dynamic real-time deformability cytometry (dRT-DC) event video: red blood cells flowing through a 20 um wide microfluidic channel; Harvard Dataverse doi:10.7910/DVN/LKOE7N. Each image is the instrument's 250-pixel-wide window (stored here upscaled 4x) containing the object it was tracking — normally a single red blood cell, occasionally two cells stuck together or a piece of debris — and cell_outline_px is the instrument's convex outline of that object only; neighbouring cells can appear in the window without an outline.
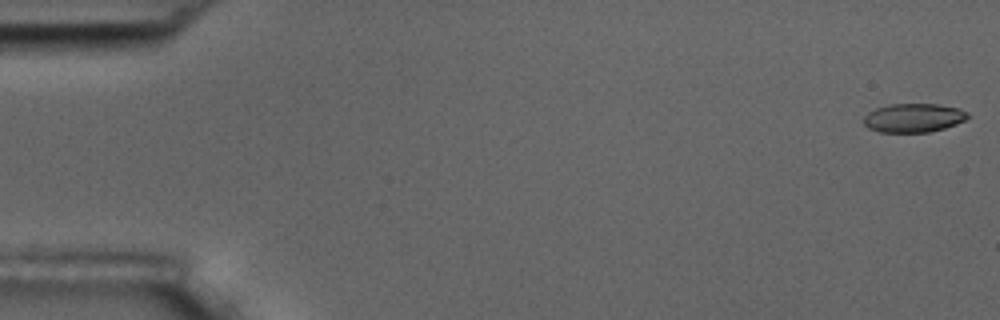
{"species": "common noctule bat (a hibernating species)", "species_latin": "Nyctalus noctula", "temperature_condition": "room temperature", "stored_images_in_passage": 10, "camera_frame_rate_fps": 3000, "um_per_image_px": 0.085, "animal": {"sex": "male", "body_mass_g": 17.5, "forearm_length_mm": 52.3}, "frame": {"image": 1, "passage_image": 1, "time_ms": 0.0, "image_size_px": [1000, 320], "cell_outline_px": [[972, 116], [956, 124], [944, 128], [928, 132], [880, 132], [868, 128], [864, 124], [864, 116], [868, 112], [876, 108], [892, 104], [936, 104], [960, 108], [968, 112]], "centroid_in_image_um": [77.68, 10.01], "position_along_channel_um": 7.3, "area_um2": 17.51}}
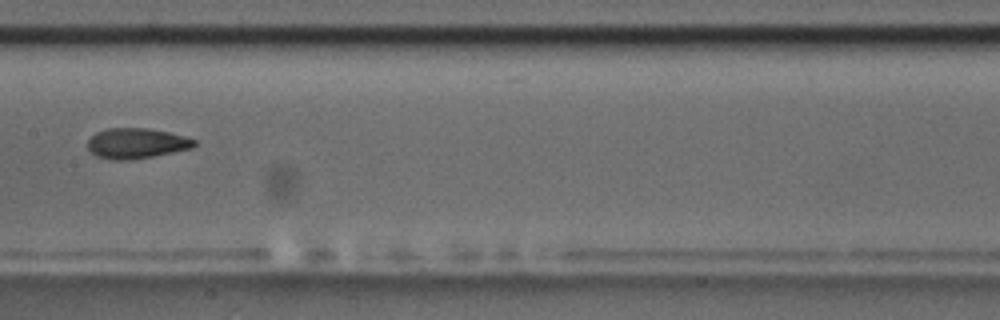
{"frame": {"image": 2, "passage_image": 9, "time_ms": 9.333, "image_size_px": [1000, 320], "cell_outline_px": [[196, 144], [192, 148], [152, 156], [128, 160], [112, 160], [96, 156], [88, 148], [88, 140], [96, 132], [108, 128], [148, 128], [168, 132], [184, 136], [196, 140]], "centroid_in_image_um": [11.58, 12.18], "position_along_channel_um": 195.8, "area_um2": 18.73}}
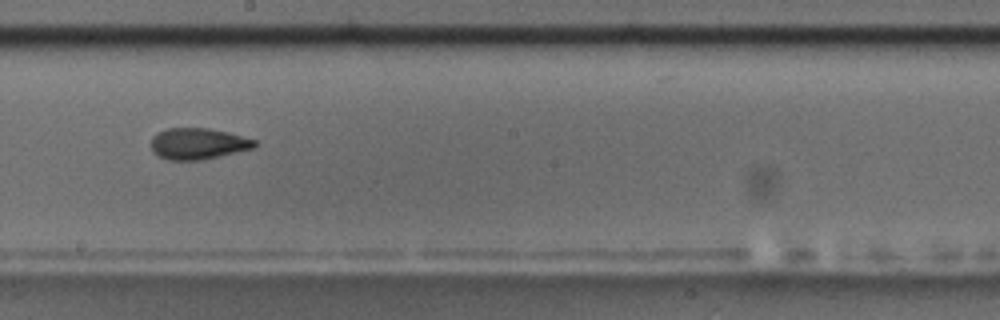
{"frame": {"image": 3, "passage_image": 10, "time_ms": 10.333, "image_size_px": [1000, 320], "cell_outline_px": [[256, 148], [200, 160], [168, 160], [152, 152], [152, 136], [168, 128], [208, 128], [228, 132], [256, 140]], "centroid_in_image_um": [16.85, 12.21], "position_along_channel_um": 231.3, "area_um2": 18.79}}